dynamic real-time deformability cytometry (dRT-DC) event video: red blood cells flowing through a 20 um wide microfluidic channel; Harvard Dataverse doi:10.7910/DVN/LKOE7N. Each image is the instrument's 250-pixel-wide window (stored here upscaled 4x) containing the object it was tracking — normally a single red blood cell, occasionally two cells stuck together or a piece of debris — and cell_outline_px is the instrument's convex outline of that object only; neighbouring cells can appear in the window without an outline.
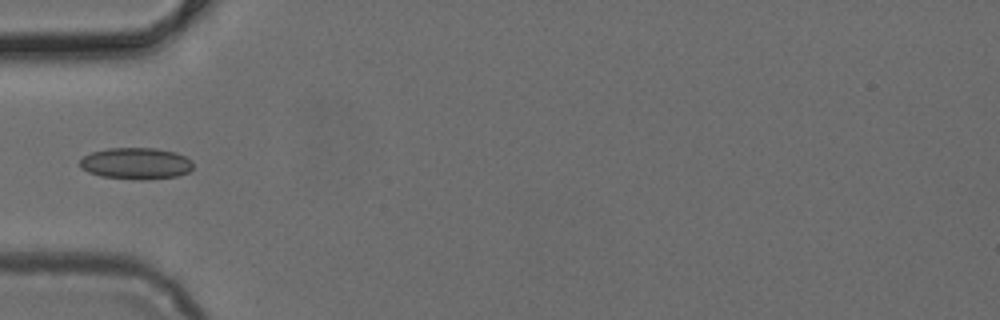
{"species": "common noctule bat (a hibernating species)", "species_latin": "Nyctalus noctula", "temperature_condition": "cold", "stored_images_in_passage": 34, "camera_frame_rate_fps": 3000, "um_per_image_px": 0.085, "animal": {"sex": "female", "body_mass_g": 24.6, "forearm_length_mm": 56.2}, "frame": {"image": 1, "passage_image": 1, "time_ms": 0.0, "image_size_px": [1000, 320], "cell_outline_px": [[192, 168], [188, 172], [176, 176], [140, 180], [100, 176], [88, 172], [80, 168], [80, 160], [84, 156], [92, 152], [108, 148], [156, 148], [176, 152], [192, 160]], "centroid_in_image_um": [11.55, 13.89], "position_along_channel_um": 73.5, "area_um2": 20.81}}
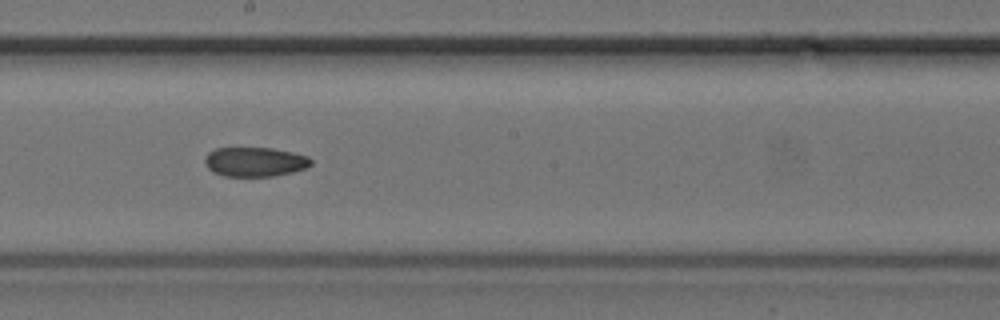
{"frame": {"image": 2, "passage_image": 12, "time_ms": 3.667, "image_size_px": [1000, 320], "cell_outline_px": [[312, 164], [308, 168], [292, 172], [272, 176], [224, 176], [212, 172], [208, 168], [204, 160], [208, 152], [216, 148], [272, 148], [292, 152], [308, 156], [312, 160]], "centroid_in_image_um": [21.68, 13.76], "position_along_channel_um": 226.5, "area_um2": 18.26}}
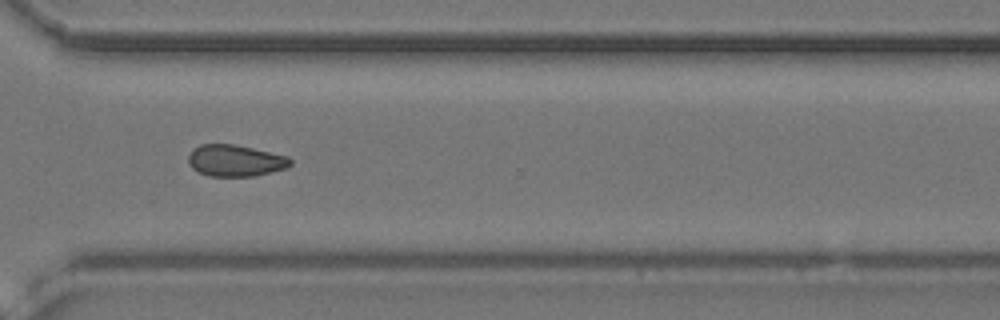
{"frame": {"image": 3, "passage_image": 21, "time_ms": 6.667, "image_size_px": [1000, 320], "cell_outline_px": [[292, 164], [288, 168], [256, 176], [208, 176], [192, 168], [188, 164], [188, 156], [192, 148], [200, 144], [232, 144], [252, 148], [288, 156], [292, 160]], "centroid_in_image_um": [20.0, 13.65], "position_along_channel_um": 350.6, "area_um2": 18.96}}